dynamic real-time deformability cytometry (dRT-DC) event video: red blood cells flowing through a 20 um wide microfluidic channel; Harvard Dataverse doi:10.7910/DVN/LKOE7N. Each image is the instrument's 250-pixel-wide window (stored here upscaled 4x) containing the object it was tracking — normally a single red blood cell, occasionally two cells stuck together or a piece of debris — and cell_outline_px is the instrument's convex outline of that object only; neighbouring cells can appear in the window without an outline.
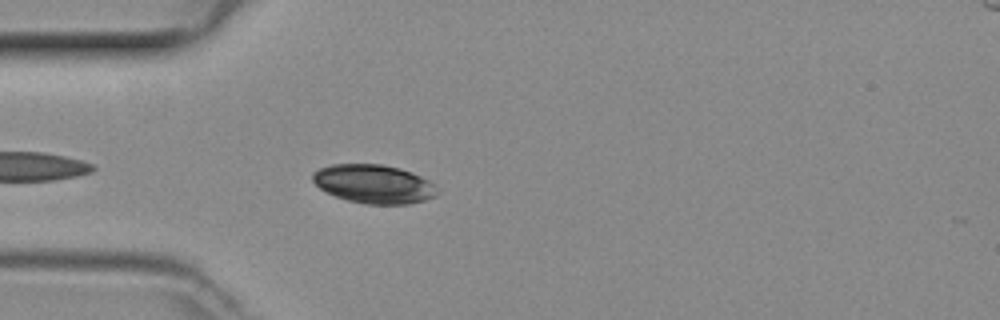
{"species": "common noctule bat (a hibernating species)", "species_latin": "Nyctalus noctula", "temperature_condition": "room temperature", "stored_images_in_passage": 38, "camera_frame_rate_fps": 3000, "um_per_image_px": 0.085, "animal": {"sex": "female", "body_mass_g": 29.2, "forearm_length_mm": 56.3}, "frame": {"image": 1, "passage_image": 3, "time_ms": 0.667, "image_size_px": [1000, 320], "cell_outline_px": [[440, 192], [436, 196], [424, 200], [408, 204], [364, 204], [348, 200], [336, 196], [320, 188], [312, 180], [312, 172], [320, 168], [332, 164], [380, 164], [400, 168], [412, 172], [428, 180]], "centroid_in_image_um": [31.78, 15.63], "position_along_channel_um": 53.2, "area_um2": 28.03}}
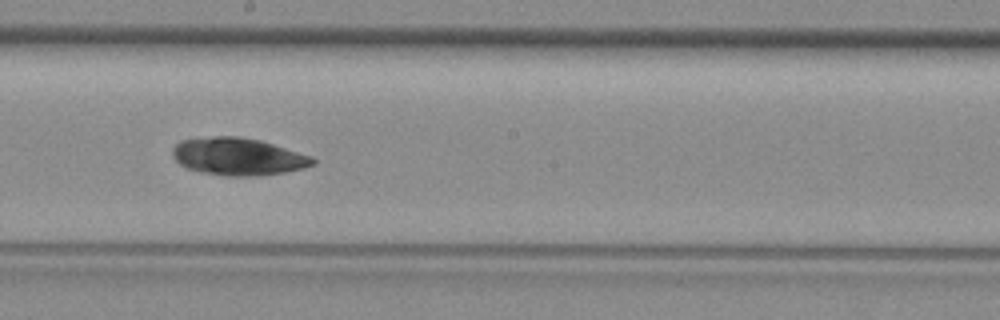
{"frame": {"image": 2, "passage_image": 16, "time_ms": 5.0, "image_size_px": [1000, 320], "cell_outline_px": [[316, 164], [304, 168], [284, 172], [260, 176], [224, 176], [200, 172], [188, 168], [180, 164], [172, 156], [172, 148], [180, 140], [212, 136], [240, 136], [260, 140], [312, 156], [316, 160]], "centroid_in_image_um": [20.24, 13.31], "position_along_channel_um": 228.0, "area_um2": 30.81}}
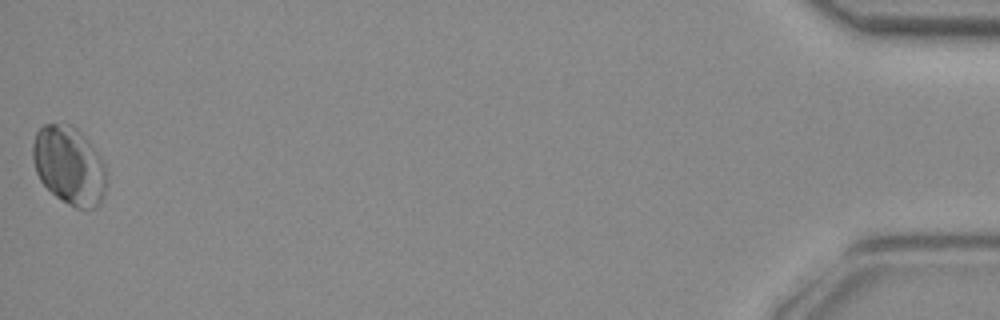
{"frame": {"image": 3, "passage_image": 38, "time_ms": 12.333, "image_size_px": [1000, 320], "cell_outline_px": [[108, 184], [104, 196], [100, 204], [96, 208], [76, 208], [60, 200], [40, 180], [36, 172], [32, 160], [32, 144], [36, 132], [44, 124], [72, 124], [88, 140], [100, 156], [104, 164]], "centroid_in_image_um": [5.89, 14.08], "position_along_channel_um": 429.3, "area_um2": 33.99}}